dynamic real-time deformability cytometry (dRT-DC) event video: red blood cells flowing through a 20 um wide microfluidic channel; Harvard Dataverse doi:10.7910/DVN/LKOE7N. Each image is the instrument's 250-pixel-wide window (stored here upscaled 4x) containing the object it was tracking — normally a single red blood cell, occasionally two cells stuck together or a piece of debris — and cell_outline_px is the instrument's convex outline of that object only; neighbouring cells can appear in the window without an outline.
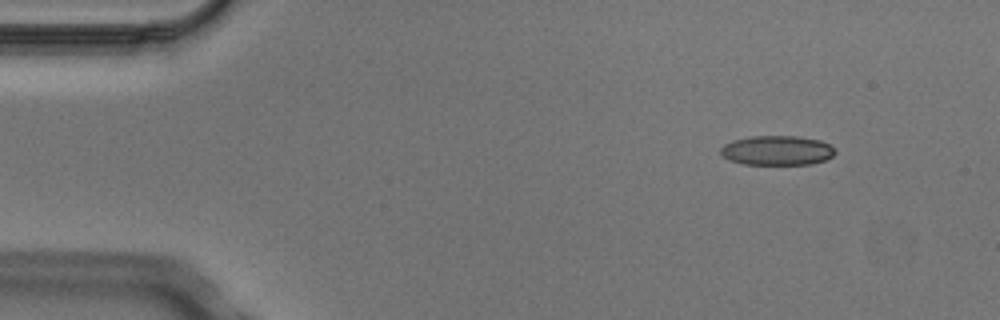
{"species": "Egyptian fruit bat (a non-hibernating species)", "species_latin": "Rousettus aegyptiacus", "temperature_condition": "cold", "stored_images_in_passage": 4, "camera_frame_rate_fps": 3000, "um_per_image_px": 0.085, "animal": {"sex": "male"}, "frame": {"image": 1, "passage_image": 1, "time_ms": 0.0, "image_size_px": [1000, 320], "cell_outline_px": [[836, 152], [832, 156], [824, 160], [812, 164], [740, 164], [728, 160], [720, 152], [720, 148], [724, 144], [732, 140], [748, 136], [796, 136], [820, 140], [836, 148]], "centroid_in_image_um": [66.03, 12.78], "position_along_channel_um": 19.0, "area_um2": 19.88}}
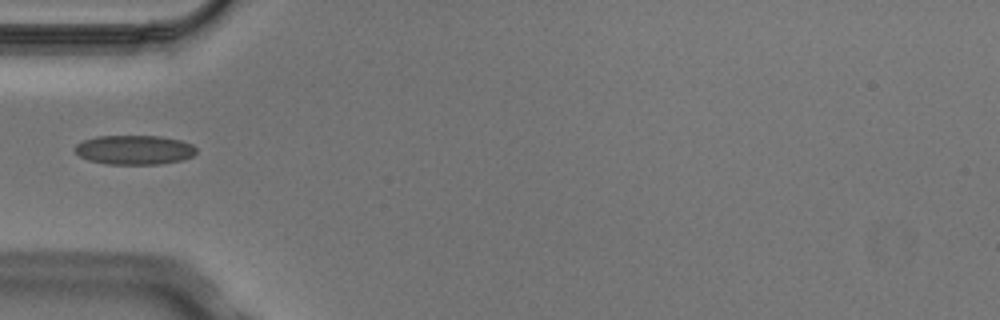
{"frame": {"image": 2, "passage_image": 4, "time_ms": 1.0, "image_size_px": [1000, 320], "cell_outline_px": [[196, 152], [192, 156], [184, 160], [160, 164], [108, 164], [88, 160], [80, 156], [72, 148], [76, 144], [84, 140], [96, 136], [160, 136], [180, 140], [192, 144], [196, 148]], "centroid_in_image_um": [11.42, 12.74], "position_along_channel_um": 73.6, "area_um2": 20.87}}